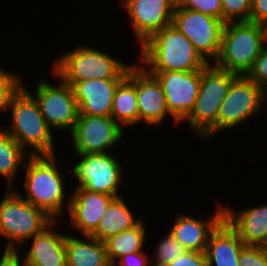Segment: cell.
Returning <instances> with one entry per match:
<instances>
[{
  "label": "cell",
  "instance_id": "6da1fadb",
  "mask_svg": "<svg viewBox=\"0 0 267 266\" xmlns=\"http://www.w3.org/2000/svg\"><path fill=\"white\" fill-rule=\"evenodd\" d=\"M58 158L52 155H29L24 163V197L19 191L14 190L27 202L43 210L54 221H60L67 205V213L70 206V196L66 199L64 177L59 172ZM67 203H66V202ZM65 202V203H64ZM65 205V206H64Z\"/></svg>",
  "mask_w": 267,
  "mask_h": 266
},
{
  "label": "cell",
  "instance_id": "7a4b0ae2",
  "mask_svg": "<svg viewBox=\"0 0 267 266\" xmlns=\"http://www.w3.org/2000/svg\"><path fill=\"white\" fill-rule=\"evenodd\" d=\"M139 54V64L147 72L197 71L208 65L190 40L172 24L147 39Z\"/></svg>",
  "mask_w": 267,
  "mask_h": 266
},
{
  "label": "cell",
  "instance_id": "3957f363",
  "mask_svg": "<svg viewBox=\"0 0 267 266\" xmlns=\"http://www.w3.org/2000/svg\"><path fill=\"white\" fill-rule=\"evenodd\" d=\"M23 87L13 96L8 111L11 119L8 127H2L29 155L56 154L53 130L41 114L34 94Z\"/></svg>",
  "mask_w": 267,
  "mask_h": 266
},
{
  "label": "cell",
  "instance_id": "277c9868",
  "mask_svg": "<svg viewBox=\"0 0 267 266\" xmlns=\"http://www.w3.org/2000/svg\"><path fill=\"white\" fill-rule=\"evenodd\" d=\"M267 43V26L253 22L225 23L217 68L246 76Z\"/></svg>",
  "mask_w": 267,
  "mask_h": 266
},
{
  "label": "cell",
  "instance_id": "5b68a950",
  "mask_svg": "<svg viewBox=\"0 0 267 266\" xmlns=\"http://www.w3.org/2000/svg\"><path fill=\"white\" fill-rule=\"evenodd\" d=\"M132 65L83 44L56 58L52 72L73 87L83 80L124 79Z\"/></svg>",
  "mask_w": 267,
  "mask_h": 266
},
{
  "label": "cell",
  "instance_id": "8992f818",
  "mask_svg": "<svg viewBox=\"0 0 267 266\" xmlns=\"http://www.w3.org/2000/svg\"><path fill=\"white\" fill-rule=\"evenodd\" d=\"M53 221L43 210L24 200L14 189H7L0 201V236L9 241L4 250L19 253L20 245L22 247Z\"/></svg>",
  "mask_w": 267,
  "mask_h": 266
},
{
  "label": "cell",
  "instance_id": "52a82bcc",
  "mask_svg": "<svg viewBox=\"0 0 267 266\" xmlns=\"http://www.w3.org/2000/svg\"><path fill=\"white\" fill-rule=\"evenodd\" d=\"M238 75L208 64L201 70V81L193 110L185 119L201 138L217 134V115L231 82Z\"/></svg>",
  "mask_w": 267,
  "mask_h": 266
},
{
  "label": "cell",
  "instance_id": "ba28073f",
  "mask_svg": "<svg viewBox=\"0 0 267 266\" xmlns=\"http://www.w3.org/2000/svg\"><path fill=\"white\" fill-rule=\"evenodd\" d=\"M267 93L247 76L238 75L228 89L217 115V133L236 128L260 113ZM219 131V132H218Z\"/></svg>",
  "mask_w": 267,
  "mask_h": 266
},
{
  "label": "cell",
  "instance_id": "9c48e42d",
  "mask_svg": "<svg viewBox=\"0 0 267 266\" xmlns=\"http://www.w3.org/2000/svg\"><path fill=\"white\" fill-rule=\"evenodd\" d=\"M172 25L190 40L208 64L217 60L225 26L223 21L198 11L175 7Z\"/></svg>",
  "mask_w": 267,
  "mask_h": 266
},
{
  "label": "cell",
  "instance_id": "30bf717a",
  "mask_svg": "<svg viewBox=\"0 0 267 266\" xmlns=\"http://www.w3.org/2000/svg\"><path fill=\"white\" fill-rule=\"evenodd\" d=\"M53 76L59 80L58 85L54 86L45 79H39L34 97L39 104L41 114L52 130H70L71 133L79 115L75 94L73 88L54 72Z\"/></svg>",
  "mask_w": 267,
  "mask_h": 266
},
{
  "label": "cell",
  "instance_id": "8fae6325",
  "mask_svg": "<svg viewBox=\"0 0 267 266\" xmlns=\"http://www.w3.org/2000/svg\"><path fill=\"white\" fill-rule=\"evenodd\" d=\"M77 155L80 156V161L69 171V174L77 179V187L115 197L122 196L118 193L120 182L123 180L122 164L114 154Z\"/></svg>",
  "mask_w": 267,
  "mask_h": 266
},
{
  "label": "cell",
  "instance_id": "7c38bea8",
  "mask_svg": "<svg viewBox=\"0 0 267 266\" xmlns=\"http://www.w3.org/2000/svg\"><path fill=\"white\" fill-rule=\"evenodd\" d=\"M70 135L76 154H104L121 142L124 131L111 116L79 114Z\"/></svg>",
  "mask_w": 267,
  "mask_h": 266
},
{
  "label": "cell",
  "instance_id": "4fadbf2b",
  "mask_svg": "<svg viewBox=\"0 0 267 266\" xmlns=\"http://www.w3.org/2000/svg\"><path fill=\"white\" fill-rule=\"evenodd\" d=\"M148 73L160 82L173 121L177 124L184 121L194 108L200 88L201 70Z\"/></svg>",
  "mask_w": 267,
  "mask_h": 266
},
{
  "label": "cell",
  "instance_id": "5bb4252c",
  "mask_svg": "<svg viewBox=\"0 0 267 266\" xmlns=\"http://www.w3.org/2000/svg\"><path fill=\"white\" fill-rule=\"evenodd\" d=\"M127 77L136 86L140 123L143 121L149 126H157L168 114L171 118L166 96L154 75L149 74L140 64H133L127 72Z\"/></svg>",
  "mask_w": 267,
  "mask_h": 266
},
{
  "label": "cell",
  "instance_id": "9a60e30c",
  "mask_svg": "<svg viewBox=\"0 0 267 266\" xmlns=\"http://www.w3.org/2000/svg\"><path fill=\"white\" fill-rule=\"evenodd\" d=\"M140 46L155 32L172 24L174 0H122Z\"/></svg>",
  "mask_w": 267,
  "mask_h": 266
},
{
  "label": "cell",
  "instance_id": "2e32d148",
  "mask_svg": "<svg viewBox=\"0 0 267 266\" xmlns=\"http://www.w3.org/2000/svg\"><path fill=\"white\" fill-rule=\"evenodd\" d=\"M72 192L68 210L69 227L77 229L83 236H90L115 196L88 191L83 187H76Z\"/></svg>",
  "mask_w": 267,
  "mask_h": 266
},
{
  "label": "cell",
  "instance_id": "e0dca14e",
  "mask_svg": "<svg viewBox=\"0 0 267 266\" xmlns=\"http://www.w3.org/2000/svg\"><path fill=\"white\" fill-rule=\"evenodd\" d=\"M53 221L41 233L31 239L30 249L25 256L15 255L24 266H67L66 261V234L58 232ZM56 228V229H55Z\"/></svg>",
  "mask_w": 267,
  "mask_h": 266
},
{
  "label": "cell",
  "instance_id": "ac0fdd59",
  "mask_svg": "<svg viewBox=\"0 0 267 266\" xmlns=\"http://www.w3.org/2000/svg\"><path fill=\"white\" fill-rule=\"evenodd\" d=\"M223 220L222 205L216 207L215 213L206 222L179 212L169 232L186 251L205 252L211 233Z\"/></svg>",
  "mask_w": 267,
  "mask_h": 266
},
{
  "label": "cell",
  "instance_id": "d6986e66",
  "mask_svg": "<svg viewBox=\"0 0 267 266\" xmlns=\"http://www.w3.org/2000/svg\"><path fill=\"white\" fill-rule=\"evenodd\" d=\"M123 79H90L77 82L72 88L79 114L111 116L113 98Z\"/></svg>",
  "mask_w": 267,
  "mask_h": 266
},
{
  "label": "cell",
  "instance_id": "ffe728a7",
  "mask_svg": "<svg viewBox=\"0 0 267 266\" xmlns=\"http://www.w3.org/2000/svg\"><path fill=\"white\" fill-rule=\"evenodd\" d=\"M224 219L238 233L245 246L264 247L267 243V204L235 212L224 206Z\"/></svg>",
  "mask_w": 267,
  "mask_h": 266
},
{
  "label": "cell",
  "instance_id": "44dd1931",
  "mask_svg": "<svg viewBox=\"0 0 267 266\" xmlns=\"http://www.w3.org/2000/svg\"><path fill=\"white\" fill-rule=\"evenodd\" d=\"M244 246L238 233L224 219L210 235L205 251L207 266H239Z\"/></svg>",
  "mask_w": 267,
  "mask_h": 266
},
{
  "label": "cell",
  "instance_id": "7402d4cb",
  "mask_svg": "<svg viewBox=\"0 0 267 266\" xmlns=\"http://www.w3.org/2000/svg\"><path fill=\"white\" fill-rule=\"evenodd\" d=\"M82 237L85 238L66 235L67 266H111L104 242L91 236Z\"/></svg>",
  "mask_w": 267,
  "mask_h": 266
},
{
  "label": "cell",
  "instance_id": "603a6c76",
  "mask_svg": "<svg viewBox=\"0 0 267 266\" xmlns=\"http://www.w3.org/2000/svg\"><path fill=\"white\" fill-rule=\"evenodd\" d=\"M126 200L122 196L115 197L103 212L92 238L104 242L109 237L135 227L142 219L135 218Z\"/></svg>",
  "mask_w": 267,
  "mask_h": 266
},
{
  "label": "cell",
  "instance_id": "cb8c5ba5",
  "mask_svg": "<svg viewBox=\"0 0 267 266\" xmlns=\"http://www.w3.org/2000/svg\"><path fill=\"white\" fill-rule=\"evenodd\" d=\"M135 84L126 76L115 90L111 117L122 127L139 123ZM124 126V127H123Z\"/></svg>",
  "mask_w": 267,
  "mask_h": 266
},
{
  "label": "cell",
  "instance_id": "d4e9b609",
  "mask_svg": "<svg viewBox=\"0 0 267 266\" xmlns=\"http://www.w3.org/2000/svg\"><path fill=\"white\" fill-rule=\"evenodd\" d=\"M144 223L141 220L135 227L111 236L104 241L107 257L111 265H114L126 254L143 251L146 237Z\"/></svg>",
  "mask_w": 267,
  "mask_h": 266
},
{
  "label": "cell",
  "instance_id": "484cf974",
  "mask_svg": "<svg viewBox=\"0 0 267 266\" xmlns=\"http://www.w3.org/2000/svg\"><path fill=\"white\" fill-rule=\"evenodd\" d=\"M21 145L0 127V175L7 180V189H14V180L28 158Z\"/></svg>",
  "mask_w": 267,
  "mask_h": 266
},
{
  "label": "cell",
  "instance_id": "4316f807",
  "mask_svg": "<svg viewBox=\"0 0 267 266\" xmlns=\"http://www.w3.org/2000/svg\"><path fill=\"white\" fill-rule=\"evenodd\" d=\"M167 233L156 246L155 257L151 258L155 259V262H152V266H167L186 251L183 245L170 232Z\"/></svg>",
  "mask_w": 267,
  "mask_h": 266
},
{
  "label": "cell",
  "instance_id": "83f0119b",
  "mask_svg": "<svg viewBox=\"0 0 267 266\" xmlns=\"http://www.w3.org/2000/svg\"><path fill=\"white\" fill-rule=\"evenodd\" d=\"M222 21L249 22L252 8V0H221Z\"/></svg>",
  "mask_w": 267,
  "mask_h": 266
},
{
  "label": "cell",
  "instance_id": "f1b7e54d",
  "mask_svg": "<svg viewBox=\"0 0 267 266\" xmlns=\"http://www.w3.org/2000/svg\"><path fill=\"white\" fill-rule=\"evenodd\" d=\"M19 77L0 67V112L8 110L13 96L23 87Z\"/></svg>",
  "mask_w": 267,
  "mask_h": 266
},
{
  "label": "cell",
  "instance_id": "f546056e",
  "mask_svg": "<svg viewBox=\"0 0 267 266\" xmlns=\"http://www.w3.org/2000/svg\"><path fill=\"white\" fill-rule=\"evenodd\" d=\"M175 7H183L212 16L222 21L221 0H174Z\"/></svg>",
  "mask_w": 267,
  "mask_h": 266
},
{
  "label": "cell",
  "instance_id": "4dcf8cb0",
  "mask_svg": "<svg viewBox=\"0 0 267 266\" xmlns=\"http://www.w3.org/2000/svg\"><path fill=\"white\" fill-rule=\"evenodd\" d=\"M246 76L267 93V43Z\"/></svg>",
  "mask_w": 267,
  "mask_h": 266
},
{
  "label": "cell",
  "instance_id": "1f68e13d",
  "mask_svg": "<svg viewBox=\"0 0 267 266\" xmlns=\"http://www.w3.org/2000/svg\"><path fill=\"white\" fill-rule=\"evenodd\" d=\"M238 262L239 266H267V251L260 246H244Z\"/></svg>",
  "mask_w": 267,
  "mask_h": 266
},
{
  "label": "cell",
  "instance_id": "d6a6232c",
  "mask_svg": "<svg viewBox=\"0 0 267 266\" xmlns=\"http://www.w3.org/2000/svg\"><path fill=\"white\" fill-rule=\"evenodd\" d=\"M167 266H207L205 252L185 251Z\"/></svg>",
  "mask_w": 267,
  "mask_h": 266
},
{
  "label": "cell",
  "instance_id": "836d02e7",
  "mask_svg": "<svg viewBox=\"0 0 267 266\" xmlns=\"http://www.w3.org/2000/svg\"><path fill=\"white\" fill-rule=\"evenodd\" d=\"M151 261L150 255L140 251L122 256L114 266H152Z\"/></svg>",
  "mask_w": 267,
  "mask_h": 266
},
{
  "label": "cell",
  "instance_id": "e575fe53",
  "mask_svg": "<svg viewBox=\"0 0 267 266\" xmlns=\"http://www.w3.org/2000/svg\"><path fill=\"white\" fill-rule=\"evenodd\" d=\"M250 22L267 26V0H252Z\"/></svg>",
  "mask_w": 267,
  "mask_h": 266
},
{
  "label": "cell",
  "instance_id": "d590c367",
  "mask_svg": "<svg viewBox=\"0 0 267 266\" xmlns=\"http://www.w3.org/2000/svg\"><path fill=\"white\" fill-rule=\"evenodd\" d=\"M0 254V266H4L15 255L14 253L5 250Z\"/></svg>",
  "mask_w": 267,
  "mask_h": 266
},
{
  "label": "cell",
  "instance_id": "8d00e7d4",
  "mask_svg": "<svg viewBox=\"0 0 267 266\" xmlns=\"http://www.w3.org/2000/svg\"><path fill=\"white\" fill-rule=\"evenodd\" d=\"M263 248L267 251V243L265 244V246Z\"/></svg>",
  "mask_w": 267,
  "mask_h": 266
}]
</instances>
